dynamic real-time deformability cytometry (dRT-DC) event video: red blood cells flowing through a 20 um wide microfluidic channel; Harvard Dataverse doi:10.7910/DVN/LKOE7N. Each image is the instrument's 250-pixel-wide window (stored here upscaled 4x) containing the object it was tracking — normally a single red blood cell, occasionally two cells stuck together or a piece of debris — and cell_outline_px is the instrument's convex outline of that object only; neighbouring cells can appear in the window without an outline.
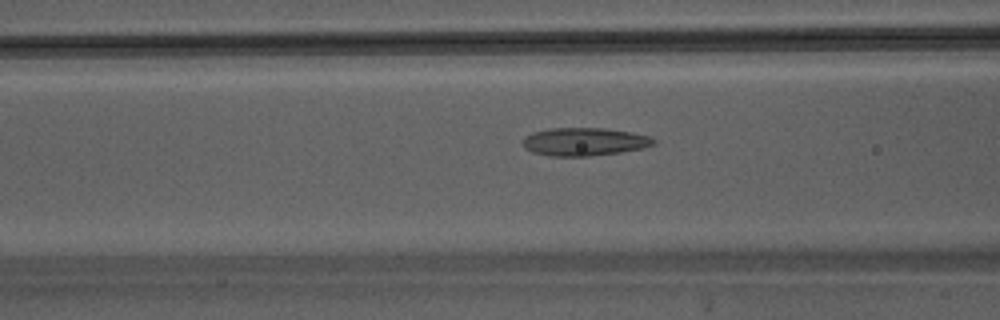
{"species": "Egyptian fruit bat (a non-hibernating species)", "species_latin": "Rousettus aegyptiacus", "temperature_condition": "warm", "stored_images_in_passage": 37, "camera_frame_rate_fps": 3000, "um_per_image_px": 0.085, "animal": {"sex": "male"}, "frame": {"image": 1, "passage_image": 10, "time_ms": 3.0, "image_size_px": [1000, 320], "cell_outline_px": [[656, 144], [644, 148], [620, 152], [588, 156], [552, 156], [532, 152], [524, 148], [524, 136], [532, 132], [552, 128], [604, 128], [632, 132], [652, 136], [656, 140]], "centroid_in_image_um": [49.71, 12.04], "position_along_channel_um": 116.9, "area_um2": 21.5}}
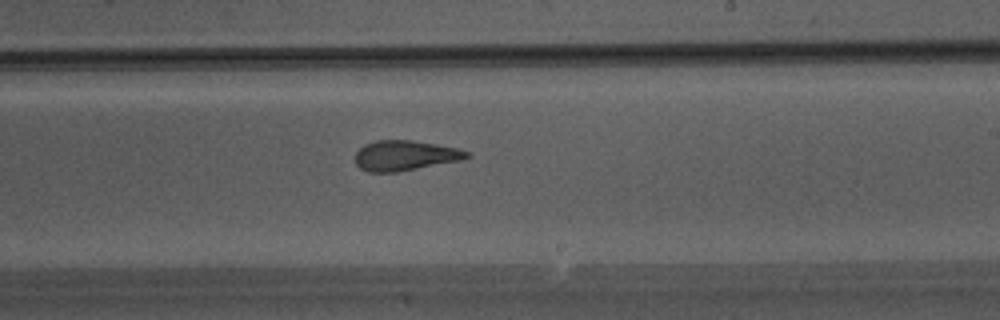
{"frame": {"image": 2, "passage_image": 19, "time_ms": 6.0, "image_size_px": [1000, 320], "cell_outline_px": [[468, 156], [460, 160], [396, 172], [368, 172], [360, 168], [356, 164], [356, 152], [364, 144], [376, 140], [412, 140], [456, 148], [468, 152]], "centroid_in_image_um": [34.36, 13.22], "position_along_channel_um": 254.6, "area_um2": 19.25}}
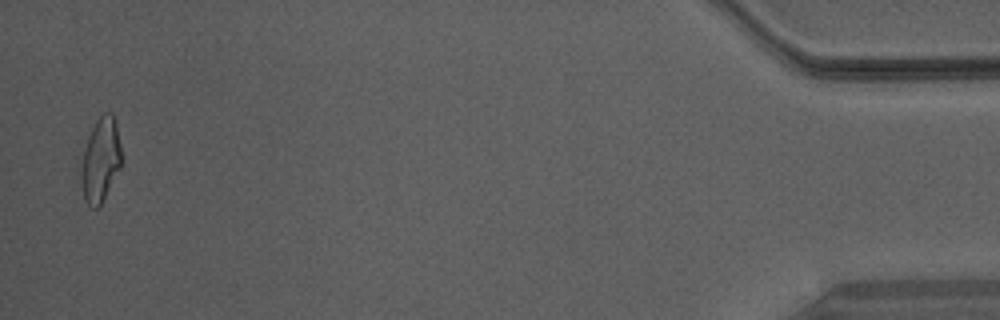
{"frame": {"image": 3, "passage_image": 36, "time_ms": 11.667, "image_size_px": [1000, 320], "cell_outline_px": [[124, 160], [120, 168], [100, 204], [96, 208], [92, 208], [84, 200], [80, 180], [80, 168], [84, 148], [88, 136], [96, 120], [104, 112], [112, 112], [116, 124]], "centroid_in_image_um": [8.55, 13.57], "position_along_channel_um": 426.7, "area_um2": 20.0}}